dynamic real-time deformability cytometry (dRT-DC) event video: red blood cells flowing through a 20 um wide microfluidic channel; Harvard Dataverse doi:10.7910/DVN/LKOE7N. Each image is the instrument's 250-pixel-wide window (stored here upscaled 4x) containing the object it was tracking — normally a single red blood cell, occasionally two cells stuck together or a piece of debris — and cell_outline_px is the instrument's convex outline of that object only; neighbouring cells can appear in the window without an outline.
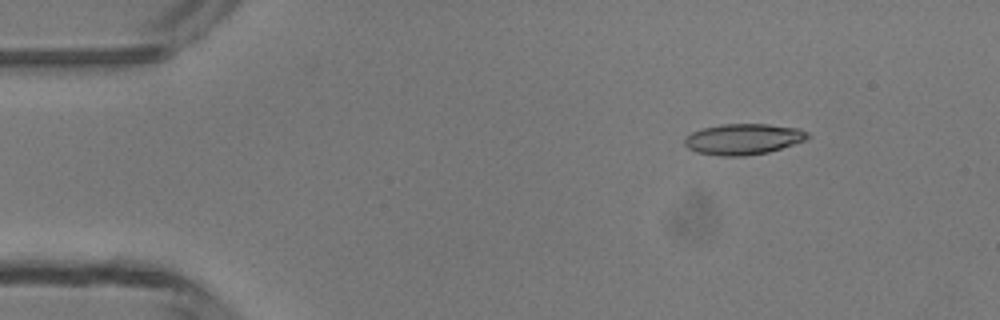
{"species": "common noctule bat (a hibernating species)", "species_latin": "Nyctalus noctula", "temperature_condition": "room temperature", "stored_images_in_passage": 4, "camera_frame_rate_fps": 3000, "um_per_image_px": 0.085, "animal": {"sex": "male", "body_mass_g": 13.3}, "frame": {"image": 1, "passage_image": 2, "time_ms": 1.0, "image_size_px": [1000, 320], "cell_outline_px": [[812, 136], [808, 140], [768, 152], [744, 156], [720, 156], [696, 152], [688, 148], [684, 144], [684, 136], [692, 132], [704, 128], [720, 124], [768, 124], [800, 128], [808, 132]], "centroid_in_image_um": [63.21, 11.82], "position_along_channel_um": 21.8, "area_um2": 22.43}}